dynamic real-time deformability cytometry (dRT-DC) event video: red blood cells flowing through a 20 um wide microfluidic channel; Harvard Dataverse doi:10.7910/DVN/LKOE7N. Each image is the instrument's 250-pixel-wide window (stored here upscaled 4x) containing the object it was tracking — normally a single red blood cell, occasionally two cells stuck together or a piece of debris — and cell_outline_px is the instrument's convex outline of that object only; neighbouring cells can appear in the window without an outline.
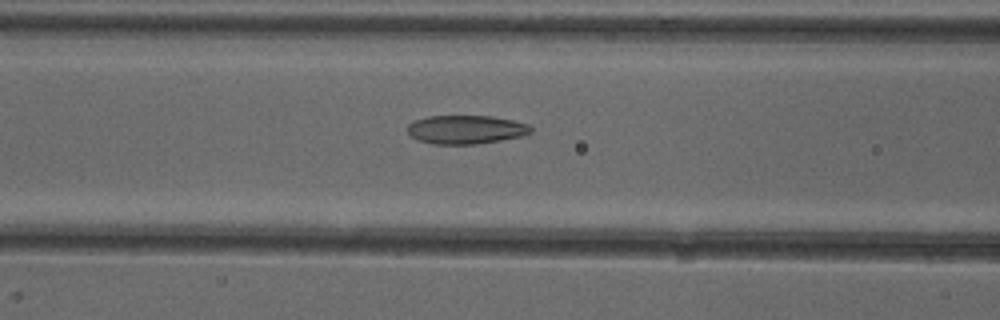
{"species": "common noctule bat (a hibernating species)", "species_latin": "Nyctalus noctula", "temperature_condition": "cold", "stored_images_in_passage": 51, "camera_frame_rate_fps": 3000, "um_per_image_px": 0.085, "animal": {"sex": "female"}, "frame": {"image": 1, "passage_image": 21, "time_ms": 6.667, "image_size_px": [1000, 320], "cell_outline_px": [[532, 132], [520, 136], [500, 140], [476, 144], [432, 144], [416, 140], [408, 132], [408, 124], [416, 120], [428, 116], [492, 116], [512, 120], [528, 124], [532, 128]], "centroid_in_image_um": [39.59, 11.01], "position_along_channel_um": 127.0, "area_um2": 20.52}}
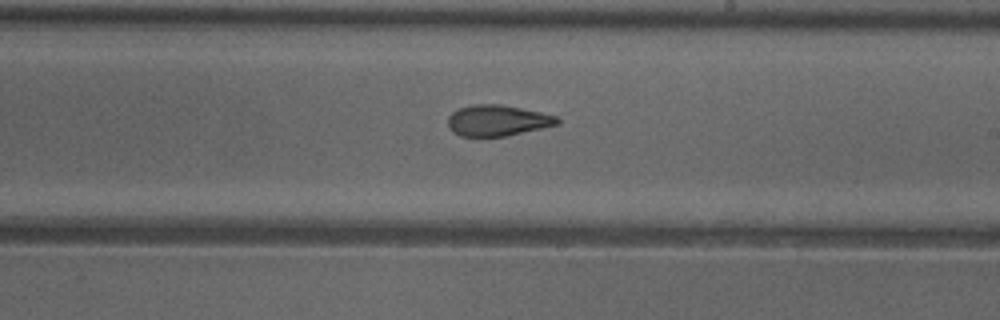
{"frame": {"image": 2, "passage_image": 30, "time_ms": 9.667, "image_size_px": [1000, 320], "cell_outline_px": [[560, 124], [504, 136], [460, 136], [452, 132], [448, 124], [448, 116], [452, 112], [460, 108], [476, 104], [500, 104], [540, 112], [556, 116], [560, 120]], "centroid_in_image_um": [42.27, 10.24], "position_along_channel_um": 246.7, "area_um2": 19.54}}
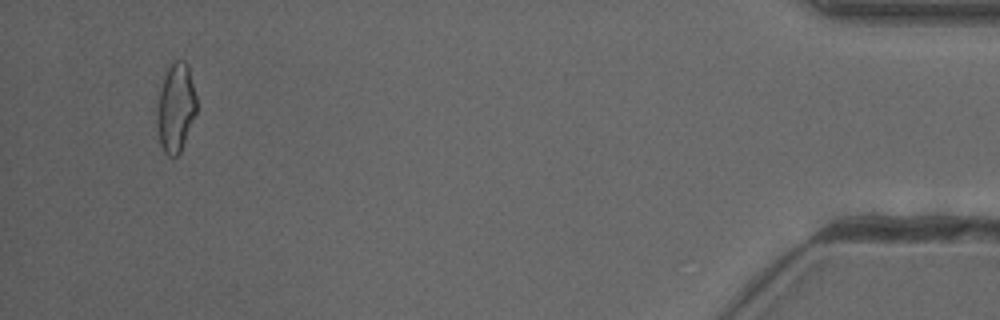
{"frame": {"image": 3, "passage_image": 49, "time_ms": 16.0, "image_size_px": [1000, 320], "cell_outline_px": [[196, 112], [180, 156], [168, 156], [164, 152], [160, 144], [156, 120], [156, 108], [160, 88], [164, 76], [172, 60], [184, 60], [188, 64], [196, 96]], "centroid_in_image_um": [14.93, 9.17], "position_along_channel_um": 420.3, "area_um2": 20.81}, "authors_computed_cell_mechanics": {"area_um2": 20.9236, "velocity_mm_per_s": 3.981, "shape_relaxation_time_tau1_ms": 6.117, "shape_relaxation_time_tau2_ms": 2.3207, "deformation_change_tau1": 0.1652, "deformation_change_tau2": 0.0907}}